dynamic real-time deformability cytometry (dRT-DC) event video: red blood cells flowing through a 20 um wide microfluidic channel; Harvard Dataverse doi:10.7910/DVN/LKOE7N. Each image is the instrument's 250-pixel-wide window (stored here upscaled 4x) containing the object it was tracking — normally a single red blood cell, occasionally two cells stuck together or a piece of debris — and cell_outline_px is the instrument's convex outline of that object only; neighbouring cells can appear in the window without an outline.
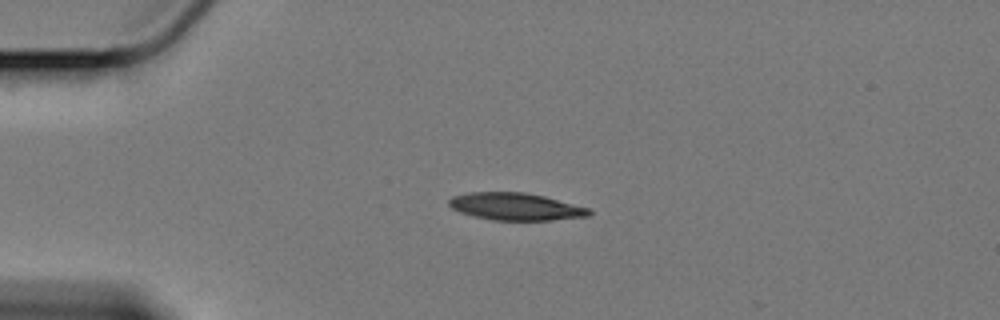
{"species": "Egyptian fruit bat (a non-hibernating species)", "species_latin": "Rousettus aegyptiacus", "temperature_condition": "cold", "stored_images_in_passage": 46, "camera_frame_rate_fps": 3000, "um_per_image_px": 0.085, "animal": {"sex": "female"}, "frame": {"image": 1, "passage_image": 1, "time_ms": 0.0, "image_size_px": [1000, 320], "cell_outline_px": [[592, 212], [588, 216], [552, 220], [492, 220], [460, 212], [452, 208], [448, 204], [448, 200], [452, 196], [468, 192], [524, 192], [544, 196], [588, 208]], "centroid_in_image_um": [43.8, 17.55], "position_along_channel_um": 41.2, "area_um2": 22.14}}
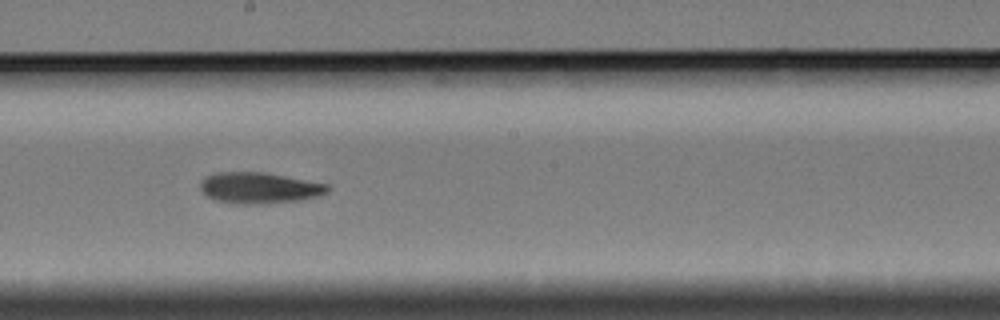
{"frame": {"image": 2, "passage_image": 20, "time_ms": 6.333, "image_size_px": [1000, 320], "cell_outline_px": [[332, 188], [328, 192], [320, 196], [300, 200], [256, 204], [236, 204], [216, 200], [208, 196], [200, 188], [200, 180], [204, 176], [216, 172], [264, 172], [328, 184]], "centroid_in_image_um": [22.05, 15.96], "position_along_channel_um": 226.2, "area_um2": 23.18}}
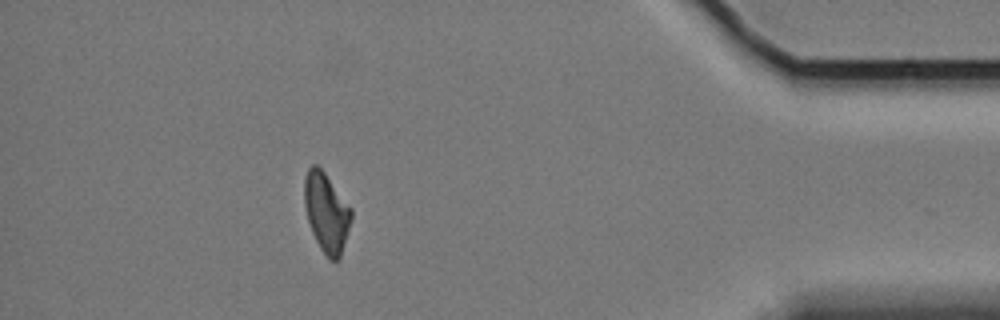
{"frame": {"image": 3, "passage_image": 40, "time_ms": 13.0, "image_size_px": [1000, 320], "cell_outline_px": [[352, 220], [340, 260], [328, 260], [320, 248], [312, 232], [308, 220], [304, 204], [304, 180], [308, 168], [312, 164], [316, 164], [324, 172], [352, 208]], "centroid_in_image_um": [27.76, 18.08], "position_along_channel_um": 407.4, "area_um2": 21.85}, "authors_computed_cell_mechanics": {"area_um2": 22.5709, "velocity_mm_per_s": 3.3803, "shape_relaxation_time_tau1_ms": null, "shape_relaxation_time_tau2_ms": 10.9359, "deformation_change_tau1": null, "deformation_change_tau2": 0.1999}}